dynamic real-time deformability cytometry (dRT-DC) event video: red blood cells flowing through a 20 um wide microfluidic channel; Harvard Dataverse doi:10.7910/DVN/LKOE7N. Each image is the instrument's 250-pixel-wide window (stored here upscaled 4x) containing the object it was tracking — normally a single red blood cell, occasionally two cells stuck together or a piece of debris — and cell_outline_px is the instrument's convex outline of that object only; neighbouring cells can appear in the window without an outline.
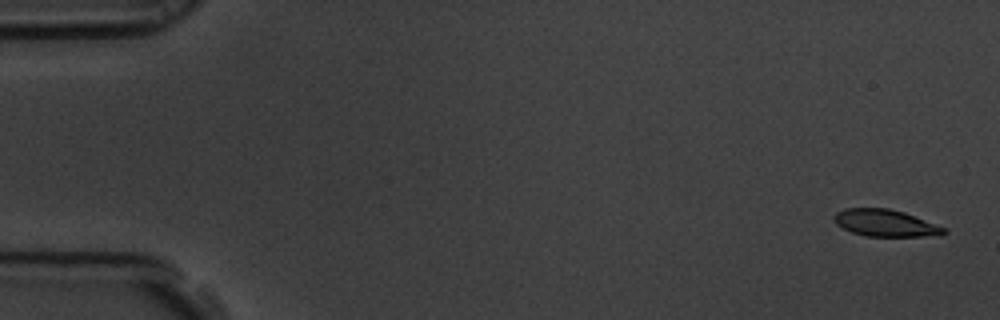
{"species": "common noctule bat (a hibernating species)", "species_latin": "Nyctalus noctula", "temperature_condition": "room temperature", "stored_images_in_passage": 6, "camera_frame_rate_fps": 3000, "um_per_image_px": 0.085, "animal": {"sex": "male", "body_mass_g": 19.5, "forearm_length_mm": 54.6}, "frame": {"image": 1, "passage_image": 1, "time_ms": 0.0, "image_size_px": [1000, 320], "cell_outline_px": [[948, 232], [940, 236], [868, 236], [852, 232], [836, 224], [832, 220], [832, 216], [836, 212], [844, 208], [888, 208], [904, 212], [948, 228]], "centroid_in_image_um": [75.29, 18.95], "position_along_channel_um": 9.7, "area_um2": 17.46}}